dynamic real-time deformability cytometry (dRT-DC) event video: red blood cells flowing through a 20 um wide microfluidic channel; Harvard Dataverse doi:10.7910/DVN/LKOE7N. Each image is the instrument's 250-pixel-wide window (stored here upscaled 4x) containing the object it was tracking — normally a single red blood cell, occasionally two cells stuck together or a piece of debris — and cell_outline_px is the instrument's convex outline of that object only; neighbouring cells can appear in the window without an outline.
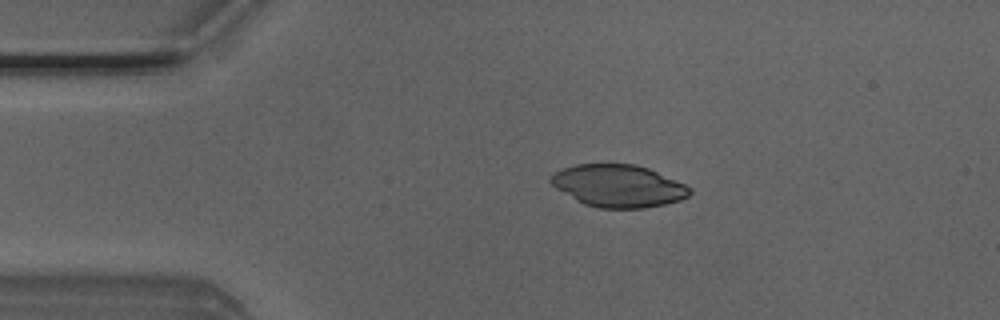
{"species": "Egyptian fruit bat (a non-hibernating species)", "species_latin": "Rousettus aegyptiacus", "temperature_condition": "room temperature", "stored_images_in_passage": 3, "camera_frame_rate_fps": 3000, "um_per_image_px": 0.085, "animal": {"sex": "male"}, "frame": {"image": 1, "passage_image": 2, "time_ms": 0.333, "image_size_px": [1000, 320], "cell_outline_px": [[692, 192], [688, 196], [680, 200], [664, 204], [644, 208], [600, 208], [584, 204], [576, 200], [556, 188], [548, 180], [556, 172], [564, 168], [576, 164], [636, 164], [648, 168], [684, 184]], "centroid_in_image_um": [52.54, 15.8], "position_along_channel_um": 32.5, "area_um2": 33.93}}